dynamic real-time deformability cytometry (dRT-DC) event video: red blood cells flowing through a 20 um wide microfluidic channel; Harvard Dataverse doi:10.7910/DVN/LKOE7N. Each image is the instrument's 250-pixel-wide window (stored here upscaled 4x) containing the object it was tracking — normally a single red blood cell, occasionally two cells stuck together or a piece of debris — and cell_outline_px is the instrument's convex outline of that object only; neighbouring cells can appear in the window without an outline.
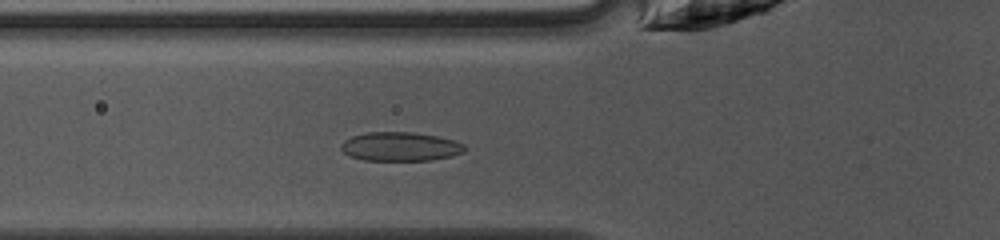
{"species": "common noctule bat (a hibernating species)", "species_latin": "Nyctalus noctula", "temperature_condition": "warm", "stored_images_in_passage": 29, "camera_frame_rate_fps": 3000, "um_per_image_px": 0.085, "animal": {"sex": "female", "body_mass_g": 10.0, "forearm_length_mm": 53.1}, "frame": {"image": 1, "passage_image": 4, "time_ms": 1.0, "image_size_px": [1000, 240], "cell_outline_px": [[468, 148], [464, 152], [452, 156], [432, 160], [364, 160], [348, 156], [340, 148], [340, 144], [344, 140], [352, 136], [368, 132], [412, 132], [436, 136], [456, 140], [464, 144]], "centroid_in_image_um": [34.04, 12.46], "position_along_channel_um": 91.8, "area_um2": 21.04}}
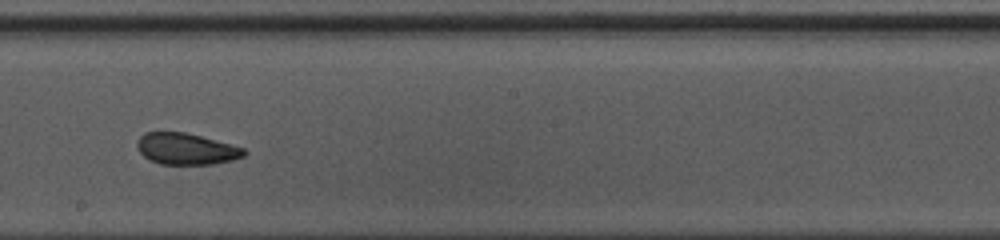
{"frame": {"image": 2, "passage_image": 14, "time_ms": 4.333, "image_size_px": [1000, 240], "cell_outline_px": [[248, 152], [244, 156], [232, 160], [212, 164], [160, 164], [148, 160], [140, 152], [136, 144], [136, 140], [144, 132], [184, 132], [200, 136], [244, 148]], "centroid_in_image_um": [15.79, 12.66], "position_along_channel_um": 232.4, "area_um2": 19.54}}
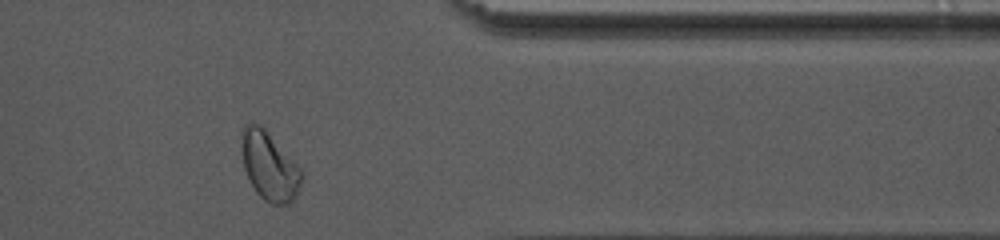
{"frame": {"image": 3, "passage_image": 26, "time_ms": 8.333, "image_size_px": [1000, 240], "cell_outline_px": [[304, 176], [296, 196], [288, 204], [272, 204], [264, 200], [256, 192], [248, 180], [244, 168], [244, 124], [248, 120], [252, 120], [260, 124], [264, 128], [304, 172]], "centroid_in_image_um": [22.93, 14.14], "position_along_channel_um": 388.5, "area_um2": 23.64}, "authors_computed_cell_mechanics": {"area_um2": 20.3456, "velocity_mm_per_s": 4.1892, "shape_relaxation_time_tau1_ms": 4.9772, "shape_relaxation_time_tau2_ms": 1.9188, "deformation_change_tau1": 0.14, "deformation_change_tau2": 0.0556}}